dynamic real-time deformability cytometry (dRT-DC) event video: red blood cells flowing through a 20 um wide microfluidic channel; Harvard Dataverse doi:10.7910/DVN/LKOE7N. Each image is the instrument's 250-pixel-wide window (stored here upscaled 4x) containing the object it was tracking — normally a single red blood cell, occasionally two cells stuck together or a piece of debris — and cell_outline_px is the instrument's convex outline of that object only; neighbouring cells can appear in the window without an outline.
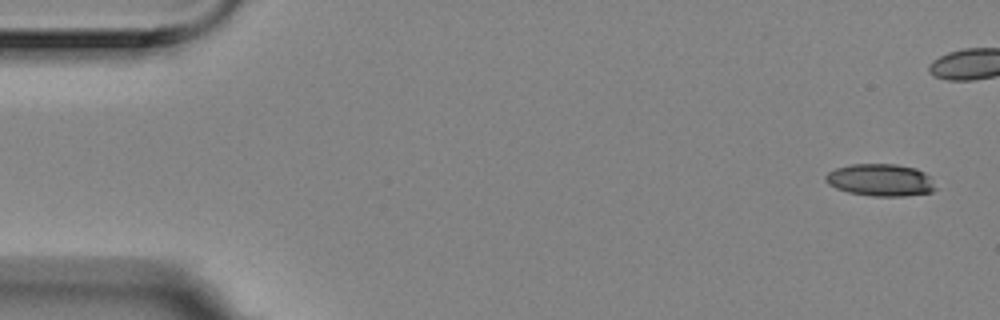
{"species": "Egyptian fruit bat (a non-hibernating species)", "species_latin": "Rousettus aegyptiacus", "temperature_condition": "room temperature", "stored_images_in_passage": 7, "camera_frame_rate_fps": 3000, "um_per_image_px": 0.085, "animal": {"sex": "female"}, "frame": {"image": 1, "passage_image": 1, "time_ms": 0.0, "image_size_px": [1000, 320], "cell_outline_px": [[936, 188], [932, 192], [904, 196], [872, 196], [848, 192], [836, 188], [828, 184], [824, 180], [824, 176], [828, 172], [836, 168], [852, 164], [896, 164], [916, 168], [932, 176]], "centroid_in_image_um": [74.86, 15.3], "position_along_channel_um": 10.1, "area_um2": 20.87}}
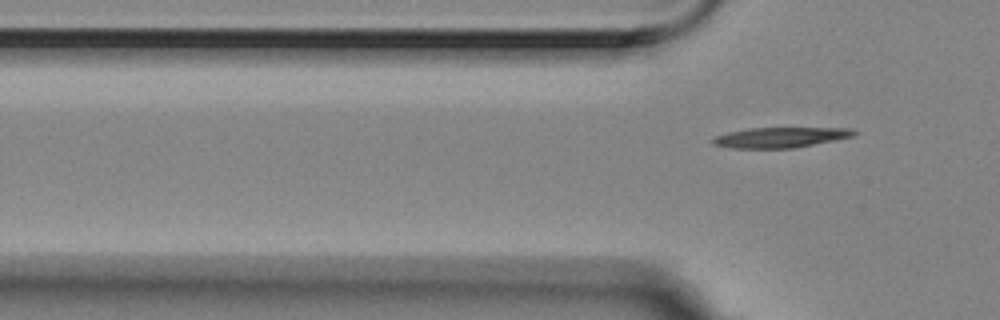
{"frame": {"image": 2, "passage_image": 7, "time_ms": 2.0, "image_size_px": [1000, 320], "cell_outline_px": [[856, 132], [852, 136], [836, 140], [792, 148], [728, 148], [712, 144], [712, 140], [716, 136], [728, 132], [748, 128], [852, 128]], "centroid_in_image_um": [66.29, 11.68], "position_along_channel_um": 59.5, "area_um2": 16.59}}